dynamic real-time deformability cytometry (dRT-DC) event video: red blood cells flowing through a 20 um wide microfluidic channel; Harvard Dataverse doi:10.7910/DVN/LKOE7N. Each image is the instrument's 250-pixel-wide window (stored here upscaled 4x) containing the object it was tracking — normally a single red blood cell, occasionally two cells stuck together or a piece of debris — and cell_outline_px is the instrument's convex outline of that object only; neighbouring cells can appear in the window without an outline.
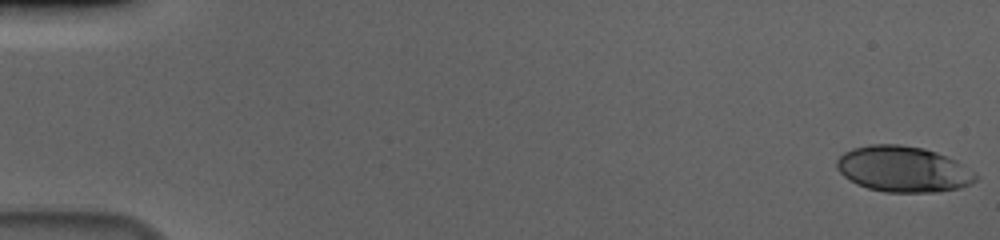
{"species": "human", "species_latin": "Homo sapiens", "temperature_condition": "cold", "stored_images_in_passage": 57, "camera_frame_rate_fps": 3000, "um_per_image_px": 0.085, "donor": {"sex": "male"}, "frame": {"image": 1, "passage_image": 1, "time_ms": 0.0, "image_size_px": [1000, 240], "cell_outline_px": [[976, 180], [972, 184], [960, 188], [936, 192], [884, 192], [868, 188], [856, 184], [844, 176], [836, 168], [836, 160], [844, 152], [852, 148], [868, 144], [896, 144], [924, 148], [936, 152], [956, 160], [976, 172]], "centroid_in_image_um": [76.77, 14.37], "position_along_channel_um": 8.2, "area_um2": 37.34}}
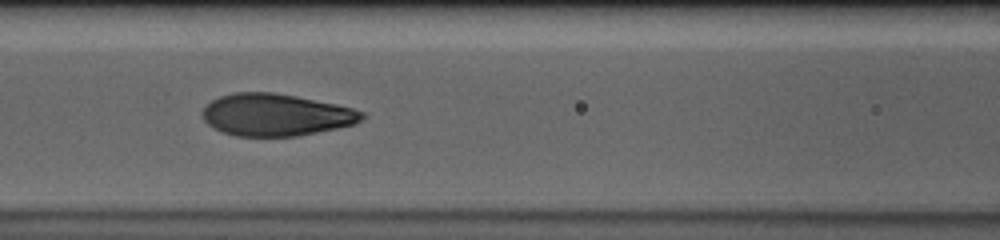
{"frame": {"image": 2, "passage_image": 26, "time_ms": 8.333, "image_size_px": [1000, 240], "cell_outline_px": [[368, 116], [356, 124], [296, 136], [236, 136], [224, 132], [208, 124], [204, 120], [200, 112], [212, 100], [220, 96], [236, 92], [272, 92], [296, 96], [336, 104], [352, 108], [364, 112]], "centroid_in_image_um": [23.47, 9.75], "position_along_channel_um": 143.1, "area_um2": 39.07}}
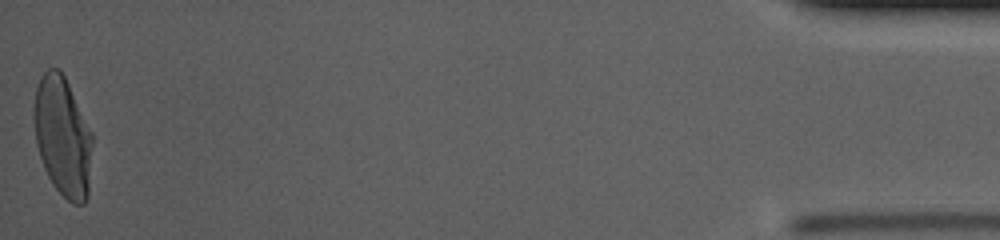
{"frame": {"image": 3, "passage_image": 57, "time_ms": 18.667, "image_size_px": [1000, 240], "cell_outline_px": [[92, 144], [88, 196], [84, 204], [72, 204], [52, 184], [44, 168], [36, 144], [32, 116], [32, 108], [36, 88], [40, 76], [48, 68], [60, 68], [92, 132]], "centroid_in_image_um": [5.3, 11.59], "position_along_channel_um": 429.9, "area_um2": 40.98}, "authors_computed_cell_mechanics": {"area_um2": 39.3618, "velocity_mm_per_s": 3.6592, "shape_relaxation_time_tau1_ms": 4.6355, "shape_relaxation_time_tau2_ms": null, "deformation_change_tau1": 0.1982, "deformation_change_tau2": null}}